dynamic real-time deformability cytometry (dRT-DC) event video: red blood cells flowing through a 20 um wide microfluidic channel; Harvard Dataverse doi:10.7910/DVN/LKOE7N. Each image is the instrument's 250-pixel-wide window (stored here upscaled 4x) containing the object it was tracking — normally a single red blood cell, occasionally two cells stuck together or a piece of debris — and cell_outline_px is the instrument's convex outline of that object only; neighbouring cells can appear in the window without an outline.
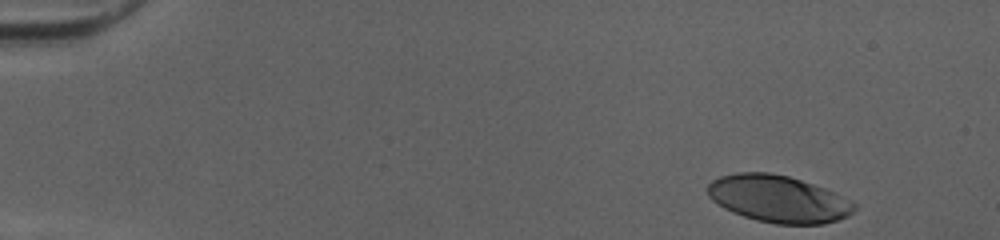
{"species": "human", "species_latin": "Homo sapiens", "temperature_condition": "cold", "stored_images_in_passage": 39, "camera_frame_rate_fps": 3000, "um_per_image_px": 0.085, "donor": {"sex": "female"}, "frame": {"image": 1, "passage_image": 1, "time_ms": 0.0, "image_size_px": [1000, 240], "cell_outline_px": [[856, 208], [848, 216], [824, 224], [776, 224], [756, 220], [732, 212], [716, 204], [708, 196], [708, 184], [712, 180], [720, 176], [736, 172], [768, 172], [788, 176], [824, 188], [856, 204]], "centroid_in_image_um": [66.11, 16.91], "position_along_channel_um": 18.9, "area_um2": 40.0}}
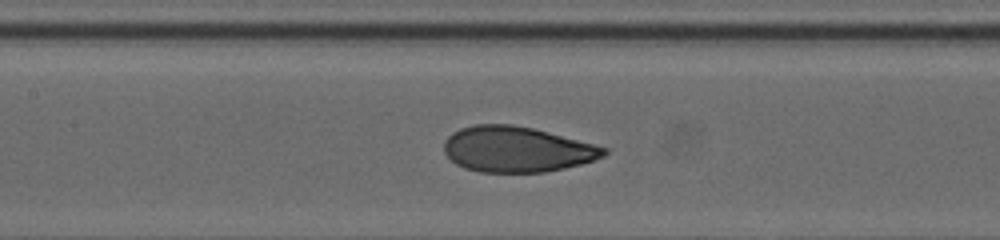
{"frame": {"image": 2, "passage_image": 21, "time_ms": 6.667, "image_size_px": [1000, 240], "cell_outline_px": [[608, 152], [604, 156], [580, 164], [564, 168], [544, 172], [480, 172], [464, 168], [456, 164], [444, 152], [444, 140], [452, 132], [460, 128], [476, 124], [512, 124], [532, 128], [608, 148]], "centroid_in_image_um": [43.89, 12.69], "position_along_channel_um": 163.5, "area_um2": 42.25}}
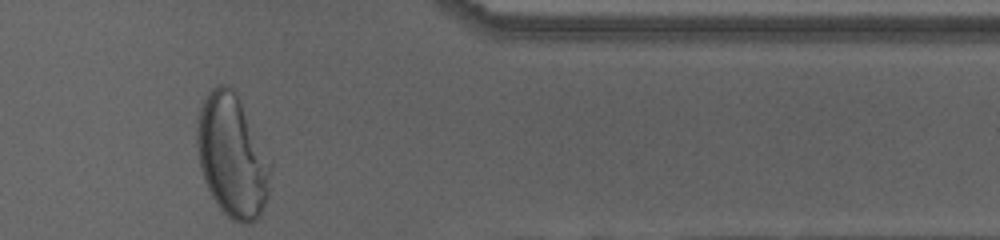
{"frame": {"image": 3, "passage_image": 39, "time_ms": 12.667, "image_size_px": [1000, 240], "cell_outline_px": [[272, 164], [268, 196], [260, 216], [252, 224], [240, 224], [232, 220], [220, 208], [212, 196], [204, 180], [200, 168], [196, 144], [196, 128], [200, 104], [208, 92], [212, 88], [220, 84], [224, 84], [232, 88], [236, 92], [272, 160]], "centroid_in_image_um": [19.75, 13.26], "position_along_channel_um": 391.6, "area_um2": 53.35}, "authors_computed_cell_mechanics": {"area_um2": 42.483, "velocity_mm_per_s": 4.0525, "shape_relaxation_time_tau1_ms": 4.3851, "shape_relaxation_time_tau2_ms": null, "deformation_change_tau1": 0.2154, "deformation_change_tau2": null}}